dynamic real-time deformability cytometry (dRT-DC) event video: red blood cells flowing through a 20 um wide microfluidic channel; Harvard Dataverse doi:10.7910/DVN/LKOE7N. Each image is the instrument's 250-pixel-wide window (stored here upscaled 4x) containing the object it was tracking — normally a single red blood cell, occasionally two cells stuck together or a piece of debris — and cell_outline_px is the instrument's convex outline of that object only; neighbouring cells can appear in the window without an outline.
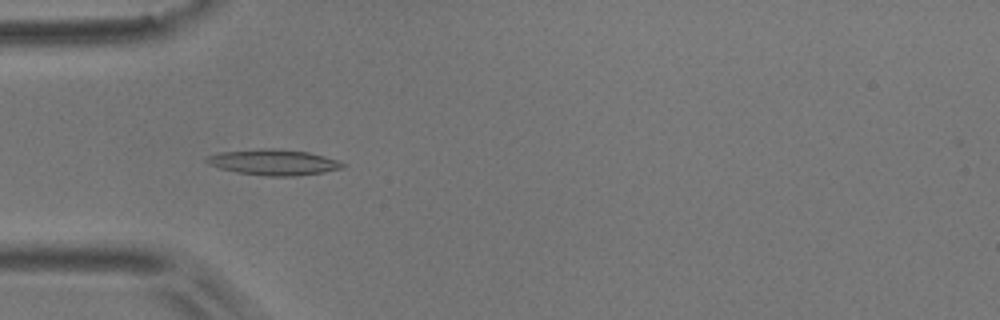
{"species": "common noctule bat (a hibernating species)", "species_latin": "Nyctalus noctula", "temperature_condition": "room temperature", "stored_images_in_passage": 55, "camera_frame_rate_fps": 3000, "um_per_image_px": 0.085, "animal": {"sex": "male", "body_mass_g": 17.9}, "frame": {"image": 1, "passage_image": 17, "time_ms": 5.333, "image_size_px": [1000, 320], "cell_outline_px": [[348, 164], [344, 168], [324, 172], [296, 176], [268, 176], [236, 172], [220, 168], [208, 164], [204, 160], [208, 156], [220, 152], [264, 148], [276, 148], [308, 152], [324, 156]], "centroid_in_image_um": [23.28, 13.79], "position_along_channel_um": 61.7, "area_um2": 20.46}}
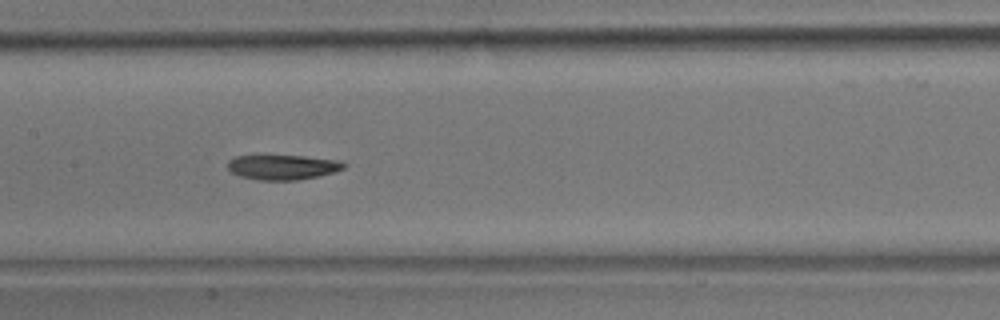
{"frame": {"image": 2, "passage_image": 27, "time_ms": 8.667, "image_size_px": [1000, 320], "cell_outline_px": [[348, 164], [344, 168], [336, 172], [320, 176], [296, 180], [260, 180], [240, 176], [232, 172], [228, 168], [228, 160], [236, 156], [304, 156], [340, 160]], "centroid_in_image_um": [24.09, 14.21], "position_along_channel_um": 183.3, "area_um2": 16.88}}
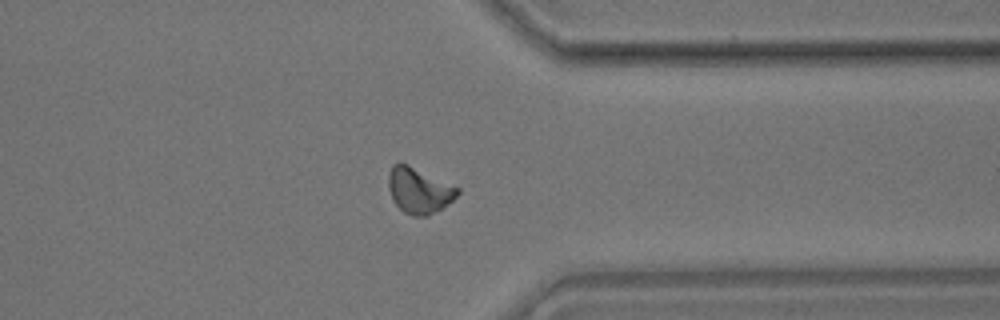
{"frame": {"image": 3, "passage_image": 43, "time_ms": 14.0, "image_size_px": [1000, 320], "cell_outline_px": [[460, 192], [448, 204], [428, 216], [412, 216], [404, 212], [392, 200], [388, 188], [388, 172], [392, 164], [400, 160], [460, 188]], "centroid_in_image_um": [35.58, 16.16], "position_along_channel_um": 375.8, "area_um2": 18.67}, "authors_computed_cell_mechanics": {"area_um2": 17.629, "velocity_mm_per_s": 3.6892, "shape_relaxation_time_tau1_ms": 5.5238, "shape_relaxation_time_tau2_ms": 4.5173, "deformation_change_tau1": 0.1412, "deformation_change_tau2": 0.0942}}